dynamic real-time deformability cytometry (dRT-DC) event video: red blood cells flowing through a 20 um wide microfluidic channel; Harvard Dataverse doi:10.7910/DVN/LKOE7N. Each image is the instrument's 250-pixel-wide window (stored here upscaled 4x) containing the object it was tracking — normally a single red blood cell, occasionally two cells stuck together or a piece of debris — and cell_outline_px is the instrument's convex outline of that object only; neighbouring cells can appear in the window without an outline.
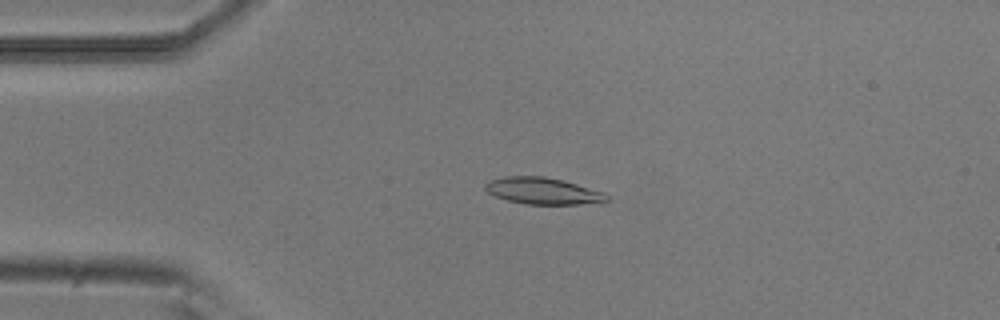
{"species": "common noctule bat (a hibernating species)", "species_latin": "Nyctalus noctula", "temperature_condition": "room temperature", "stored_images_in_passage": 43, "camera_frame_rate_fps": 3000, "um_per_image_px": 0.085, "animal": {"sex": "male", "body_mass_g": 20.5, "forearm_length_mm": 52.5}, "frame": {"image": 1, "passage_image": 2, "time_ms": 0.333, "image_size_px": [1000, 320], "cell_outline_px": [[612, 200], [580, 204], [524, 204], [508, 200], [496, 196], [488, 192], [484, 188], [484, 184], [488, 180], [504, 176], [544, 176], [564, 180], [604, 192]], "centroid_in_image_um": [46.13, 16.22], "position_along_channel_um": 38.9, "area_um2": 18.96}}
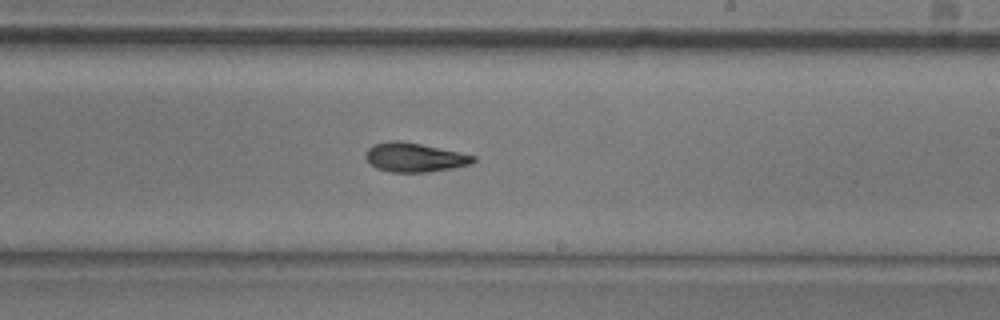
{"frame": {"image": 2, "passage_image": 21, "time_ms": 6.667, "image_size_px": [1000, 320], "cell_outline_px": [[476, 160], [472, 164], [452, 168], [424, 172], [392, 172], [376, 168], [364, 156], [364, 152], [372, 144], [388, 140], [400, 140], [460, 152], [476, 156]], "centroid_in_image_um": [35.21, 13.36], "position_along_channel_um": 253.8, "area_um2": 18.32}}
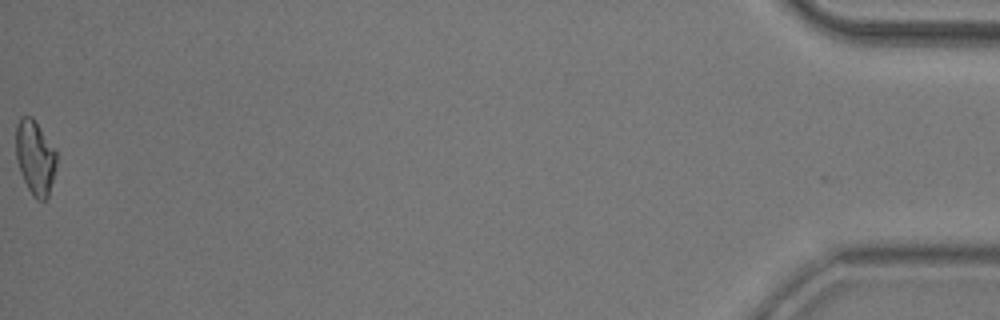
{"frame": {"image": 3, "passage_image": 43, "time_ms": 14.0, "image_size_px": [1000, 320], "cell_outline_px": [[56, 168], [48, 196], [44, 200], [36, 200], [32, 196], [20, 172], [16, 160], [16, 124], [20, 116], [32, 116], [56, 148]], "centroid_in_image_um": [2.99, 13.36], "position_along_channel_um": 432.2, "area_um2": 17.86}, "authors_computed_cell_mechanics": {"area_um2": 17.9758, "velocity_mm_per_s": 3.813, "shape_relaxation_time_tau1_ms": 5.6139, "shape_relaxation_time_tau2_ms": 3.5248, "deformation_change_tau1": 0.1666, "deformation_change_tau2": 0.1149}}